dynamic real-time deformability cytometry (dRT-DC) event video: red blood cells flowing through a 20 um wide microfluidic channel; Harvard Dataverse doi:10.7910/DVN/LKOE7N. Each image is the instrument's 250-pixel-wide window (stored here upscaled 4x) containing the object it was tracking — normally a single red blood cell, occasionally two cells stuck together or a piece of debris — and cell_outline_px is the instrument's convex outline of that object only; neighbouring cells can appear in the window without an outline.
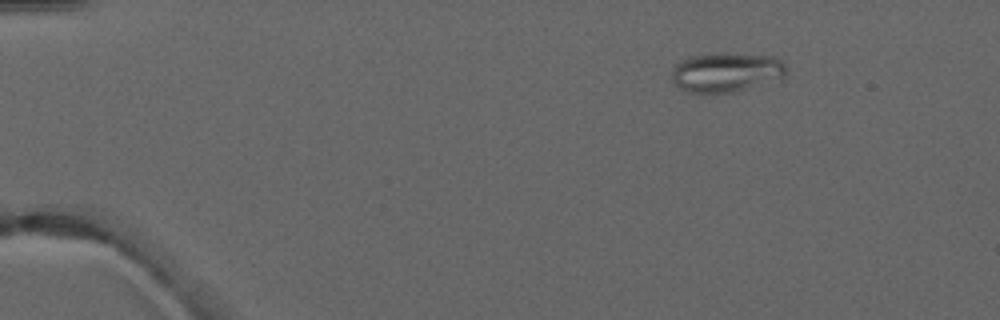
{"species": "common noctule bat (a hibernating species)", "species_latin": "Nyctalus noctula", "temperature_condition": "warm", "stored_images_in_passage": 2, "camera_frame_rate_fps": 3000, "um_per_image_px": 0.085, "animal": {"sex": "male", "forearm_length_mm": 52.5}, "frame": {"image": 1, "passage_image": 2, "time_ms": 1.333, "image_size_px": [1000, 320], "cell_outline_px": [[788, 68], [784, 76], [736, 92], [688, 92], [680, 88], [672, 80], [672, 68], [680, 60], [692, 56], [712, 52], [736, 52], [772, 56], [784, 60]], "centroid_in_image_um": [61.74, 6.09], "position_along_channel_um": 23.3, "area_um2": 26.7}}